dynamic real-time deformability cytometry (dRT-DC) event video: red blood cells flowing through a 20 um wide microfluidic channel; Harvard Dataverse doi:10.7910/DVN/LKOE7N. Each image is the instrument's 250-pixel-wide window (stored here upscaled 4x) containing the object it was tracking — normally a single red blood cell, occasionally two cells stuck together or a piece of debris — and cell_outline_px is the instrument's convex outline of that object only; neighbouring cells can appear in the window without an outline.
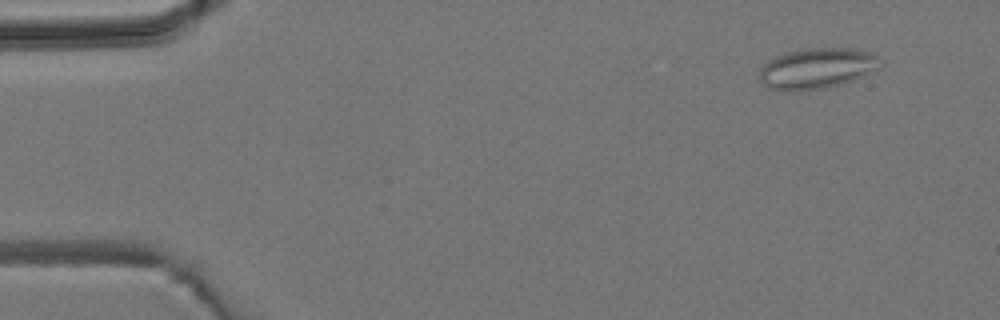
{"species": "common noctule bat (a hibernating species)", "species_latin": "Nyctalus noctula", "temperature_condition": "room temperature", "stored_images_in_passage": 4, "camera_frame_rate_fps": 3000, "um_per_image_px": 0.085, "animal": {"sex": "male", "body_mass_g": 19.2, "forearm_length_mm": 51.8}, "frame": {"image": 1, "passage_image": 1, "time_ms": 0.0, "image_size_px": [1000, 320], "cell_outline_px": [[884, 64], [880, 68], [864, 76], [828, 88], [792, 92], [788, 92], [768, 88], [760, 80], [760, 68], [768, 60], [784, 52], [812, 48], [852, 48], [868, 52], [876, 56]], "centroid_in_image_um": [69.44, 5.83], "position_along_channel_um": 15.6, "area_um2": 28.96}}